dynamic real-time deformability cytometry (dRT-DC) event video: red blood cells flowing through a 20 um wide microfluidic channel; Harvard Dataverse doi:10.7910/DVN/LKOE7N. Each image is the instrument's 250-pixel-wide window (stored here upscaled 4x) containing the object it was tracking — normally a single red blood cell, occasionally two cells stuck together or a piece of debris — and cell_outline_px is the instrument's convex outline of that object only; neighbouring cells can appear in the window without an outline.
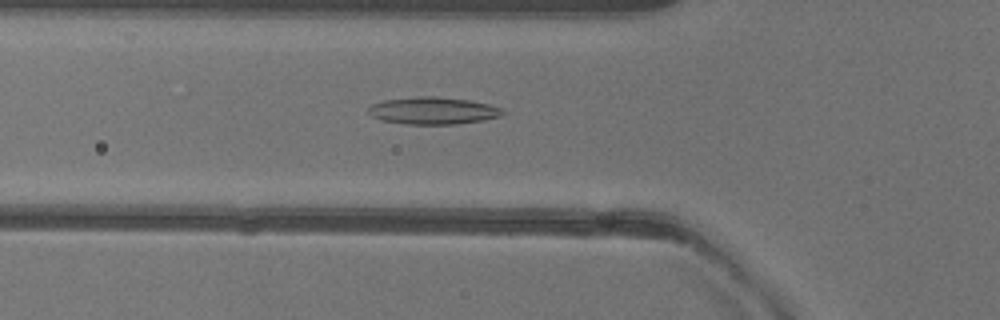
{"species": "common noctule bat (a hibernating species)", "species_latin": "Nyctalus noctula", "temperature_condition": "warm", "stored_images_in_passage": 50, "camera_frame_rate_fps": 3000, "um_per_image_px": 0.085, "animal": {"sex": "female"}, "frame": {"image": 1, "passage_image": 17, "time_ms": 5.333, "image_size_px": [1000, 320], "cell_outline_px": [[504, 112], [500, 116], [484, 120], [456, 124], [404, 124], [380, 120], [372, 116], [368, 112], [368, 108], [372, 104], [384, 100], [416, 96], [432, 96], [468, 100], [488, 104], [504, 108]], "centroid_in_image_um": [36.79, 9.41], "position_along_channel_um": 89.0, "area_um2": 21.33}}
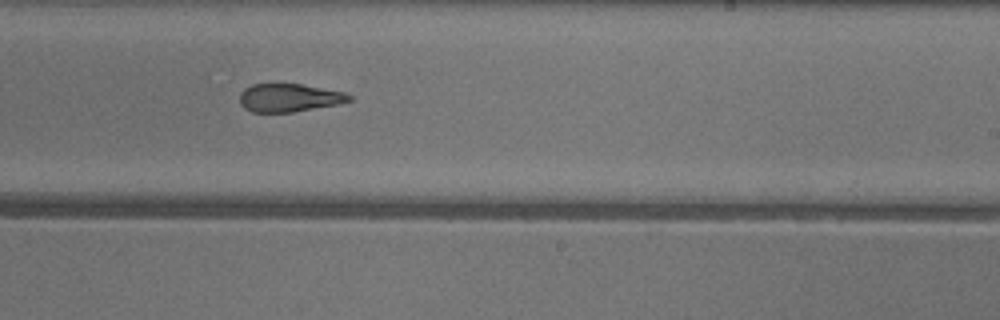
{"frame": {"image": 2, "passage_image": 30, "time_ms": 9.667, "image_size_px": [1000, 320], "cell_outline_px": [[352, 100], [340, 104], [292, 112], [252, 112], [244, 108], [240, 104], [240, 92], [244, 88], [252, 84], [300, 84], [344, 92], [352, 96]], "centroid_in_image_um": [24.57, 8.31], "position_along_channel_um": 264.4, "area_um2": 17.98}}
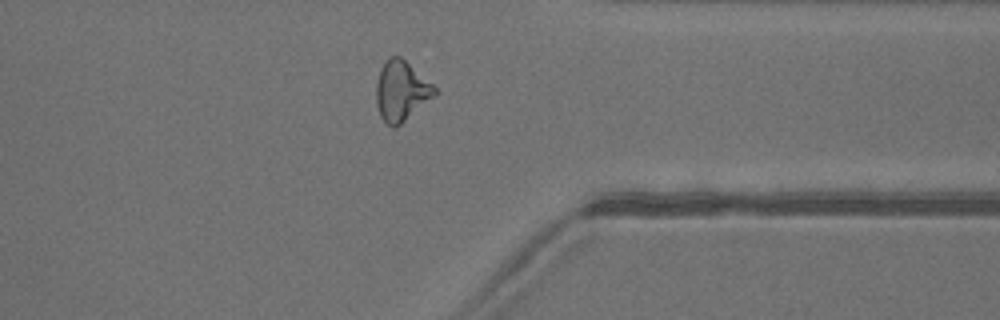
{"frame": {"image": 3, "passage_image": 39, "time_ms": 12.667, "image_size_px": [1000, 320], "cell_outline_px": [[436, 96], [396, 128], [392, 128], [380, 116], [376, 104], [376, 84], [380, 68], [388, 56], [400, 56], [432, 84], [436, 88]], "centroid_in_image_um": [34.09, 7.75], "position_along_channel_um": 377.3, "area_um2": 20.52}, "authors_computed_cell_mechanics": {"area_um2": 20.6057, "velocity_mm_per_s": 4.0364, "shape_relaxation_time_tau1_ms": null, "shape_relaxation_time_tau2_ms": 3.1213, "deformation_change_tau1": null, "deformation_change_tau2": 0.1361}}